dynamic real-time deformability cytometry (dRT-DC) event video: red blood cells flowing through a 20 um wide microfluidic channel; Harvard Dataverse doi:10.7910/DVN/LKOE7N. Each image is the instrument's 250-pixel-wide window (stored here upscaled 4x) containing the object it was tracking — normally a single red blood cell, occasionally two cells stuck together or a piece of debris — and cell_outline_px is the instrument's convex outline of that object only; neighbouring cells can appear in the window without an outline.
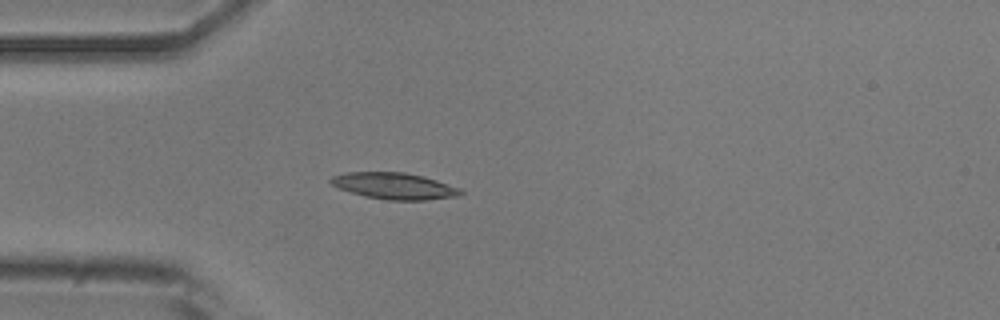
{"species": "common noctule bat (a hibernating species)", "species_latin": "Nyctalus noctula", "temperature_condition": "room temperature", "stored_images_in_passage": 4, "camera_frame_rate_fps": 3000, "um_per_image_px": 0.085, "animal": {"sex": "male", "body_mass_g": 20.5, "forearm_length_mm": 52.5}, "frame": {"image": 1, "passage_image": 4, "time_ms": 1.0, "image_size_px": [1000, 320], "cell_outline_px": [[464, 192], [460, 196], [424, 200], [388, 200], [364, 196], [340, 188], [332, 184], [328, 180], [332, 176], [348, 172], [404, 172], [424, 176], [460, 188]], "centroid_in_image_um": [33.54, 15.8], "position_along_channel_um": 51.5, "area_um2": 19.94}}